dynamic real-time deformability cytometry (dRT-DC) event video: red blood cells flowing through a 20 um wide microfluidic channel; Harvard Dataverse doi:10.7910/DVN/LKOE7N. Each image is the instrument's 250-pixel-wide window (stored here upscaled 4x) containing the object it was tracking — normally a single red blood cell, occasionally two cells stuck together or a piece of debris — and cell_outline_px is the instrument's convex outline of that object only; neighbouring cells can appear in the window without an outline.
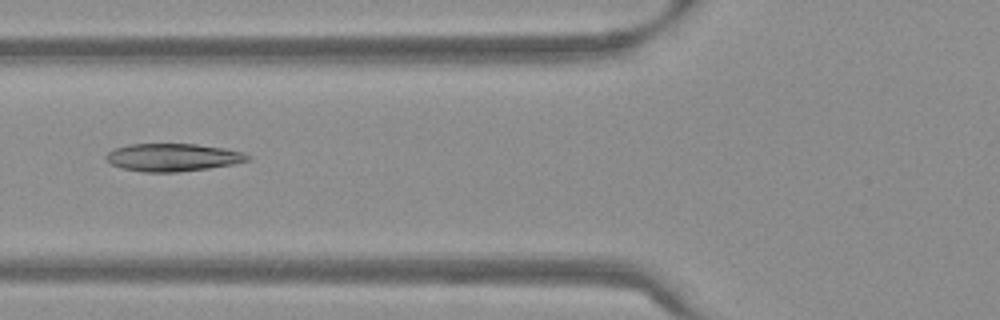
{"species": "Egyptian fruit bat (a non-hibernating species)", "species_latin": "Rousettus aegyptiacus", "temperature_condition": "warm", "stored_images_in_passage": 53, "camera_frame_rate_fps": 3000, "um_per_image_px": 0.085, "frame": {"image": 1, "passage_image": 21, "time_ms": 6.667, "image_size_px": [1000, 320], "cell_outline_px": [[252, 160], [232, 164], [208, 168], [176, 172], [144, 172], [120, 168], [108, 164], [104, 160], [104, 156], [112, 148], [128, 144], [196, 144], [224, 148], [244, 152], [252, 156]], "centroid_in_image_um": [14.64, 13.37], "position_along_channel_um": 111.2, "area_um2": 23.29}}
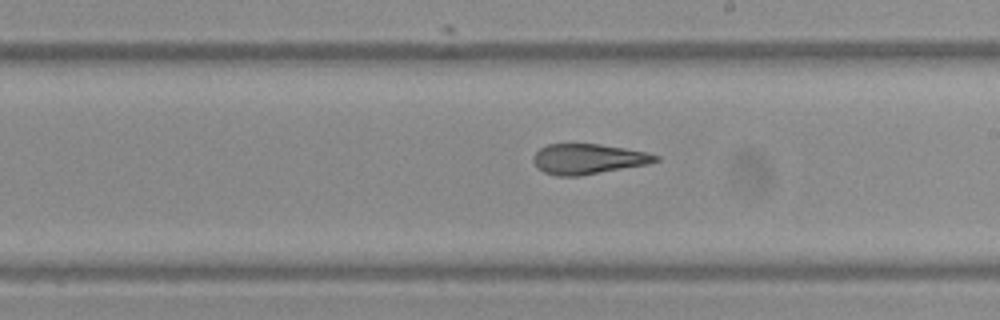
{"frame": {"image": 2, "passage_image": 31, "time_ms": 10.0, "image_size_px": [1000, 320], "cell_outline_px": [[660, 160], [648, 164], [580, 176], [556, 176], [544, 172], [536, 168], [532, 160], [532, 156], [540, 148], [548, 144], [600, 144], [648, 152], [660, 156]], "centroid_in_image_um": [49.98, 13.52], "position_along_channel_um": 239.0, "area_um2": 21.73}}
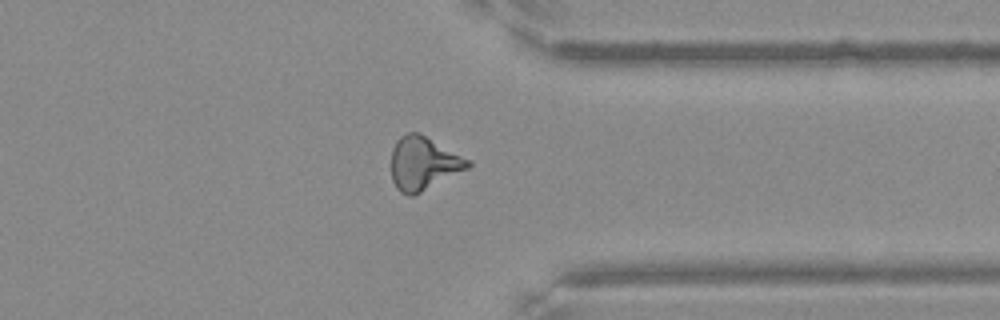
{"frame": {"image": 3, "passage_image": 42, "time_ms": 13.667, "image_size_px": [1000, 320], "cell_outline_px": [[472, 164], [468, 168], [412, 196], [408, 196], [400, 192], [396, 188], [392, 180], [392, 148], [396, 140], [400, 136], [408, 132], [420, 132], [472, 160]], "centroid_in_image_um": [35.99, 13.86], "position_along_channel_um": 375.4, "area_um2": 23.93}, "authors_computed_cell_mechanics": {"area_um2": 23.5246, "velocity_mm_per_s": 3.8275, "shape_relaxation_time_tau1_ms": null, "shape_relaxation_time_tau2_ms": 2.6961, "deformation_change_tau1": null, "deformation_change_tau2": 0.1203}}